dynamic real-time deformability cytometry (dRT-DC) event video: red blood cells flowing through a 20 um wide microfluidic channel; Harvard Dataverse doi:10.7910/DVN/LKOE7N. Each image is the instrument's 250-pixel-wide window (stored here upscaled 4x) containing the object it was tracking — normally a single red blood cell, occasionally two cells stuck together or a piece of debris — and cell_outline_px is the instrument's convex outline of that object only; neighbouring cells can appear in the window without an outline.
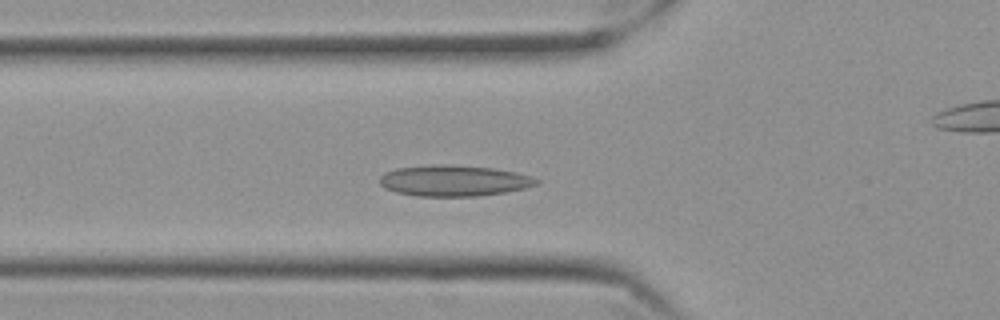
{"species": "Egyptian fruit bat (a non-hibernating species)", "species_latin": "Rousettus aegyptiacus", "temperature_condition": "cold", "stored_images_in_passage": 40, "camera_frame_rate_fps": 3000, "um_per_image_px": 0.085, "frame": {"image": 1, "passage_image": 12, "time_ms": 3.667, "image_size_px": [1000, 320], "cell_outline_px": [[540, 184], [524, 188], [504, 192], [476, 196], [416, 196], [396, 192], [384, 188], [380, 184], [380, 176], [384, 172], [396, 168], [432, 164], [452, 164], [492, 168], [516, 172], [532, 176], [540, 180]], "centroid_in_image_um": [38.57, 15.35], "position_along_channel_um": 87.2, "area_um2": 28.55}}
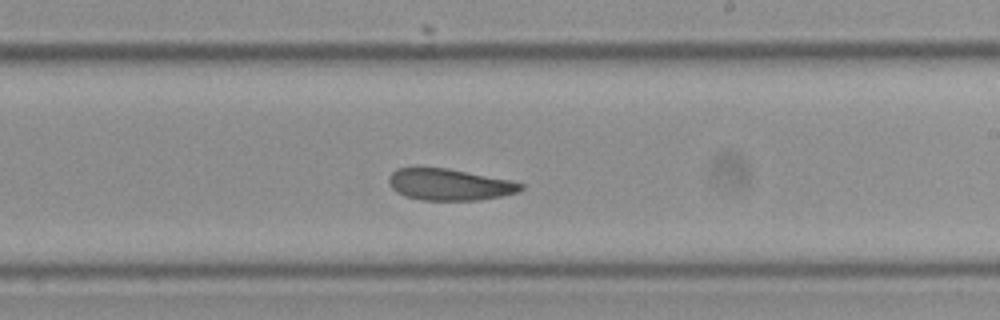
{"frame": {"image": 2, "passage_image": 26, "time_ms": 8.333, "image_size_px": [1000, 320], "cell_outline_px": [[524, 188], [516, 192], [500, 196], [476, 200], [420, 200], [404, 196], [396, 192], [392, 188], [388, 180], [388, 176], [396, 168], [448, 168], [512, 180], [524, 184]], "centroid_in_image_um": [38.19, 15.68], "position_along_channel_um": 250.8, "area_um2": 24.28}}
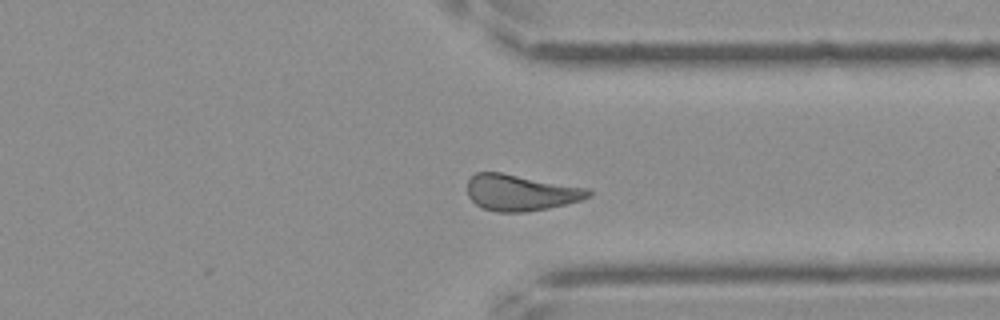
{"frame": {"image": 3, "passage_image": 36, "time_ms": 11.667, "image_size_px": [1000, 320], "cell_outline_px": [[592, 196], [580, 200], [548, 208], [524, 212], [496, 212], [480, 208], [468, 196], [468, 180], [476, 172], [500, 172], [588, 188], [592, 192]], "centroid_in_image_um": [44.24, 16.37], "position_along_channel_um": 367.2, "area_um2": 25.49}, "authors_computed_cell_mechanics": {"area_um2": 25.4609, "velocity_mm_per_s": 3.4926, "shape_relaxation_time_tau1_ms": null, "shape_relaxation_time_tau2_ms": 2.4043, "deformation_change_tau1": null, "deformation_change_tau2": 0.0769}}